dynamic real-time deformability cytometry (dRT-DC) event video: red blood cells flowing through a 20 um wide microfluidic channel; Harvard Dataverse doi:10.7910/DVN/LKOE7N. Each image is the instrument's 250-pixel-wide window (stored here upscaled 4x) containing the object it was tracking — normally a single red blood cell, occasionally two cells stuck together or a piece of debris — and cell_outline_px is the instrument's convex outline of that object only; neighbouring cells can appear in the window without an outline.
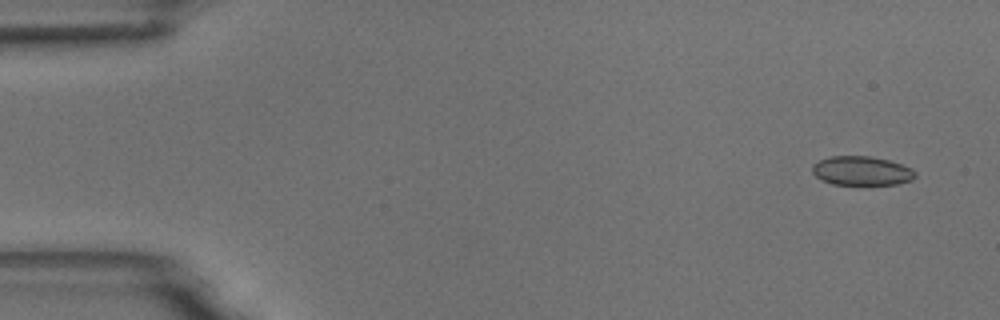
{"species": "common noctule bat (a hibernating species)", "species_latin": "Nyctalus noctula", "temperature_condition": "room temperature", "stored_images_in_passage": 4, "camera_frame_rate_fps": 3000, "um_per_image_px": 0.085, "animal": {"sex": "male", "body_mass_g": 18.8}, "frame": {"image": 1, "passage_image": 1, "time_ms": 0.0, "image_size_px": [1000, 320], "cell_outline_px": [[916, 176], [912, 180], [896, 184], [832, 184], [816, 176], [812, 172], [812, 164], [820, 160], [832, 156], [872, 156], [888, 160], [912, 168], [916, 172]], "centroid_in_image_um": [73.25, 14.51], "position_along_channel_um": 11.7, "area_um2": 17.34}}
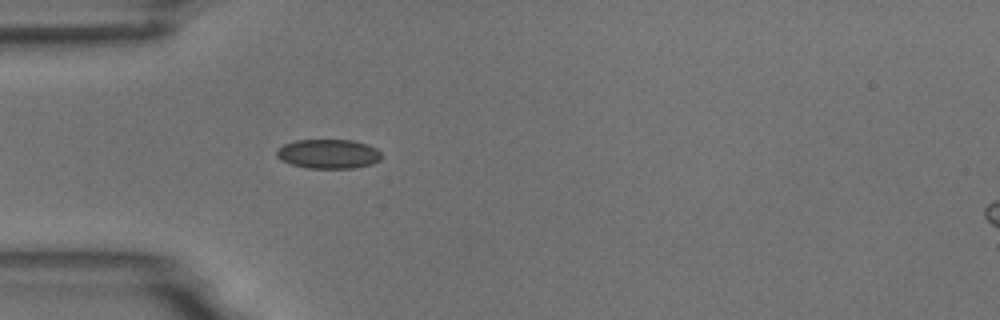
{"frame": {"image": 2, "passage_image": 4, "time_ms": 4.333, "image_size_px": [1000, 320], "cell_outline_px": [[380, 160], [372, 164], [356, 168], [308, 168], [292, 164], [280, 160], [276, 156], [276, 152], [284, 144], [296, 140], [352, 140], [368, 144], [376, 148], [380, 152]], "centroid_in_image_um": [27.93, 13.08], "position_along_channel_um": 57.1, "area_um2": 17.92}}